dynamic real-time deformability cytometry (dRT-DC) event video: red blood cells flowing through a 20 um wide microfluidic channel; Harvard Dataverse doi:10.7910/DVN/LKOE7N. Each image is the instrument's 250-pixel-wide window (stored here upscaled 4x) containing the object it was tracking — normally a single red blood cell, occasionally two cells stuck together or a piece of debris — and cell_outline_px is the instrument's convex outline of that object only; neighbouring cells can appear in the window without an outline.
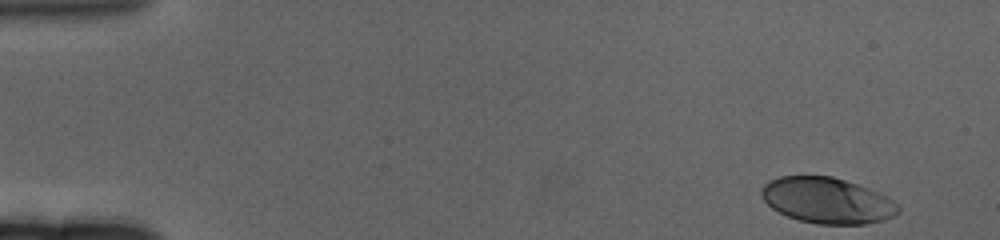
{"species": "human", "species_latin": "Homo sapiens", "temperature_condition": "cold", "stored_images_in_passage": 60, "camera_frame_rate_fps": 3000, "um_per_image_px": 0.085, "donor": {"sex": "female"}, "frame": {"image": 1, "passage_image": 1, "time_ms": 0.0, "image_size_px": [1000, 240], "cell_outline_px": [[900, 212], [896, 216], [884, 220], [864, 224], [816, 224], [800, 220], [788, 216], [772, 208], [760, 196], [760, 188], [768, 180], [780, 176], [832, 176], [868, 188], [892, 200], [900, 208]], "centroid_in_image_um": [70.29, 17.04], "position_along_channel_um": 14.7, "area_um2": 36.47}}
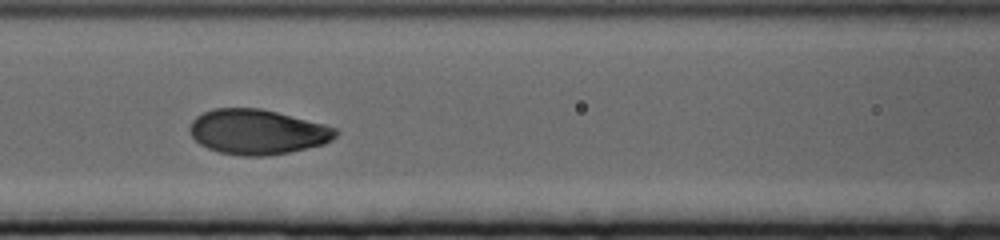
{"frame": {"image": 2, "passage_image": 25, "time_ms": 8.0, "image_size_px": [1000, 240], "cell_outline_px": [[340, 132], [332, 140], [324, 144], [288, 152], [268, 156], [240, 156], [220, 152], [208, 148], [200, 144], [192, 136], [188, 128], [192, 120], [196, 116], [204, 112], [216, 108], [260, 108], [324, 124], [336, 128]], "centroid_in_image_um": [21.87, 11.21], "position_along_channel_um": 144.7, "area_um2": 38.21}}
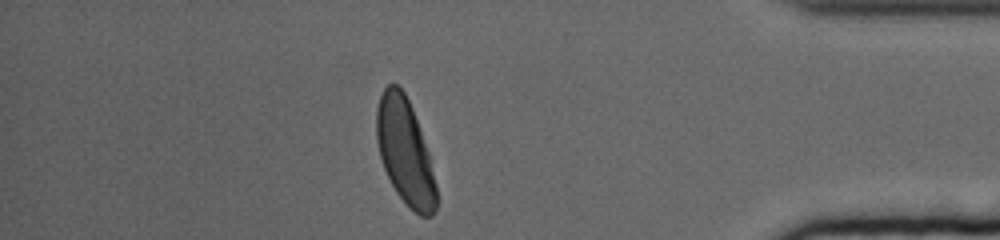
{"frame": {"image": 3, "passage_image": 52, "time_ms": 17.0, "image_size_px": [1000, 240], "cell_outline_px": [[436, 208], [432, 216], [420, 216], [408, 208], [396, 192], [384, 168], [380, 156], [376, 140], [376, 108], [380, 96], [384, 88], [388, 84], [396, 84], [404, 92], [412, 108], [428, 152], [436, 184]], "centroid_in_image_um": [34.41, 12.91], "position_along_channel_um": 400.8, "area_um2": 36.59}, "authors_computed_cell_mechanics": {"area_um2": 37.859, "velocity_mm_per_s": 3.213, "shape_relaxation_time_tau1_ms": 3.1991, "shape_relaxation_time_tau2_ms": null, "deformation_change_tau1": 0.1587, "deformation_change_tau2": null}}